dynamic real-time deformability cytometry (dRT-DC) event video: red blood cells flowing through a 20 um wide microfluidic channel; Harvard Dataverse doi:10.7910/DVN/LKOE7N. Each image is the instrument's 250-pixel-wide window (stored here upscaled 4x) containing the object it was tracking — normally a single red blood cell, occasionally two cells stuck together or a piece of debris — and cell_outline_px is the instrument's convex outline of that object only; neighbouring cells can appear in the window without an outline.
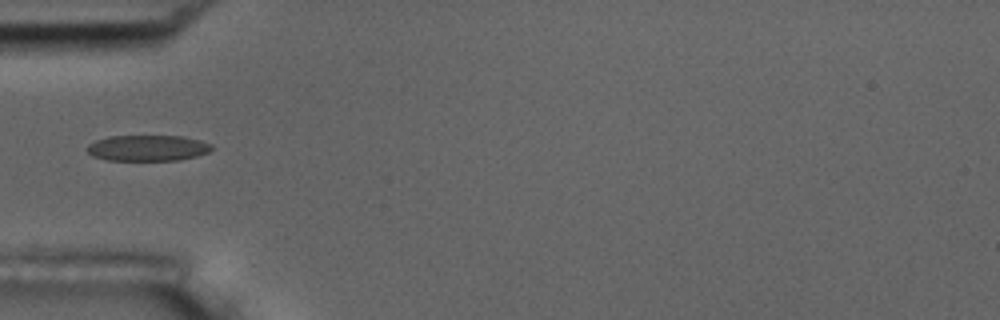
{"species": "common noctule bat (a hibernating species)", "species_latin": "Nyctalus noctula", "temperature_condition": "room temperature", "stored_images_in_passage": 5, "camera_frame_rate_fps": 3000, "um_per_image_px": 0.085, "animal": {"sex": "male", "body_mass_g": 17.5, "forearm_length_mm": 52.3}, "frame": {"image": 1, "passage_image": 5, "time_ms": 5.333, "image_size_px": [1000, 320], "cell_outline_px": [[212, 148], [208, 152], [196, 156], [180, 160], [108, 160], [92, 156], [84, 148], [88, 144], [96, 140], [108, 136], [184, 136], [200, 140], [212, 144]], "centroid_in_image_um": [12.53, 12.58], "position_along_channel_um": 72.5, "area_um2": 18.9}}